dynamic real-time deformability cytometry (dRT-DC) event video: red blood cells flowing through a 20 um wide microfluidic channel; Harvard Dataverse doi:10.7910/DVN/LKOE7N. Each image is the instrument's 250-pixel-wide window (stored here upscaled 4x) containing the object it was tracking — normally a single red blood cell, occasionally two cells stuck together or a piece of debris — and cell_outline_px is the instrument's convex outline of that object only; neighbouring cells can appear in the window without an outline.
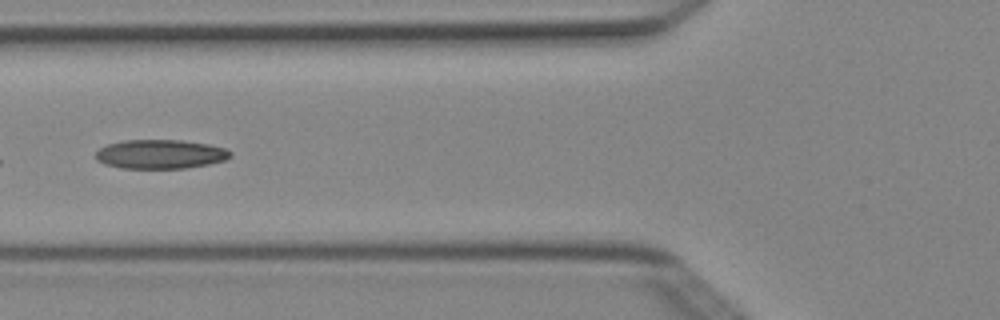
{"species": "Egyptian fruit bat (a non-hibernating species)", "species_latin": "Rousettus aegyptiacus", "temperature_condition": "cold", "stored_images_in_passage": 5, "camera_frame_rate_fps": 3000, "um_per_image_px": 0.085, "animal": {"sex": "female"}, "frame": {"image": 1, "passage_image": 4, "time_ms": 1.0, "image_size_px": [1000, 320], "cell_outline_px": [[232, 156], [224, 160], [208, 164], [184, 168], [120, 168], [104, 164], [96, 160], [96, 152], [100, 148], [108, 144], [124, 140], [184, 140], [208, 144], [224, 148], [232, 152]], "centroid_in_image_um": [13.62, 13.1], "position_along_channel_um": 112.2, "area_um2": 22.83}}
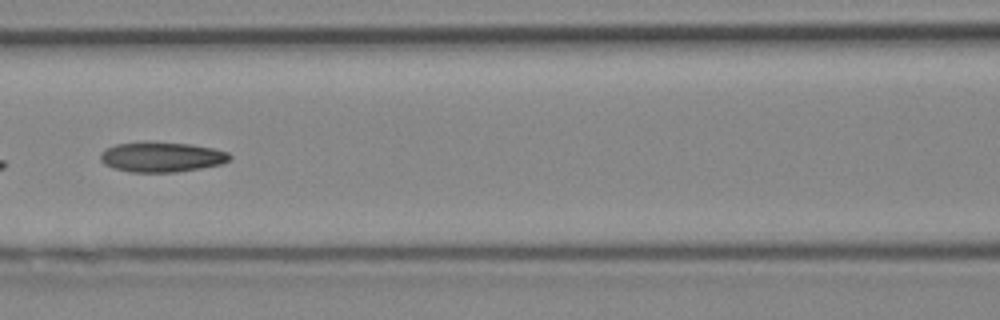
{"frame": {"image": 2, "passage_image": 5, "time_ms": 1.333, "image_size_px": [1000, 320], "cell_outline_px": [[232, 156], [228, 160], [220, 164], [200, 168], [176, 172], [132, 172], [112, 168], [104, 164], [100, 160], [100, 152], [116, 144], [188, 144], [212, 148], [228, 152]], "centroid_in_image_um": [13.73, 13.38], "position_along_channel_um": 152.9, "area_um2": 21.79}}